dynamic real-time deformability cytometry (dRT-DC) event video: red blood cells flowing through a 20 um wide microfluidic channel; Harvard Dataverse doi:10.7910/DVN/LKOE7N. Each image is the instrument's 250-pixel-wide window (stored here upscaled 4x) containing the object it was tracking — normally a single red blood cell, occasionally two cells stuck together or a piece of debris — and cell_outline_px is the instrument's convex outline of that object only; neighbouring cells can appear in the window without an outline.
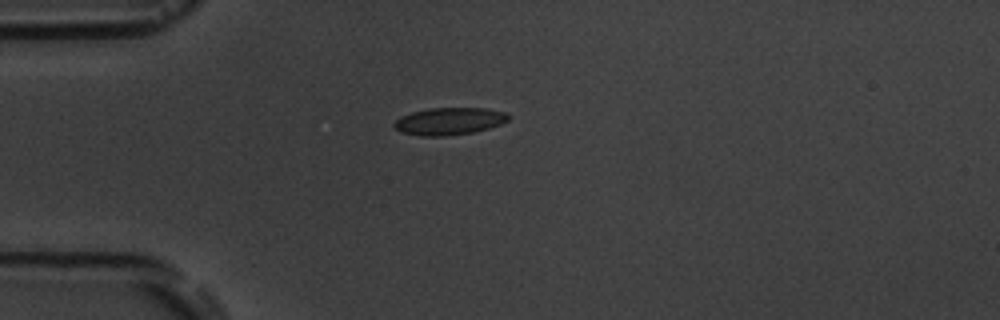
{"species": "common noctule bat (a hibernating species)", "species_latin": "Nyctalus noctula", "temperature_condition": "room temperature", "stored_images_in_passage": 7, "camera_frame_rate_fps": 3000, "um_per_image_px": 0.085, "animal": {"sex": "male", "body_mass_g": 19.5, "forearm_length_mm": 54.6}, "frame": {"image": 1, "passage_image": 1, "time_ms": 0.0, "image_size_px": [1000, 320], "cell_outline_px": [[508, 120], [500, 124], [488, 128], [472, 132], [444, 136], [420, 136], [400, 132], [392, 124], [400, 116], [412, 112], [428, 108], [484, 108], [504, 112], [508, 116]], "centroid_in_image_um": [38.13, 10.3], "position_along_channel_um": 46.9, "area_um2": 18.03}}
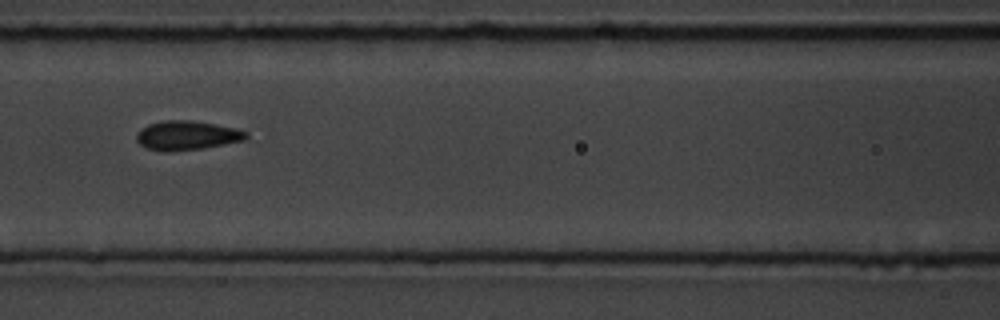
{"frame": {"image": 2, "passage_image": 4, "time_ms": 3.333, "image_size_px": [1000, 320], "cell_outline_px": [[248, 136], [244, 140], [204, 148], [168, 152], [148, 148], [140, 144], [136, 140], [136, 132], [140, 128], [148, 124], [164, 120], [192, 120], [236, 128], [248, 132]], "centroid_in_image_um": [15.87, 11.5], "position_along_channel_um": 150.7, "area_um2": 18.73}}
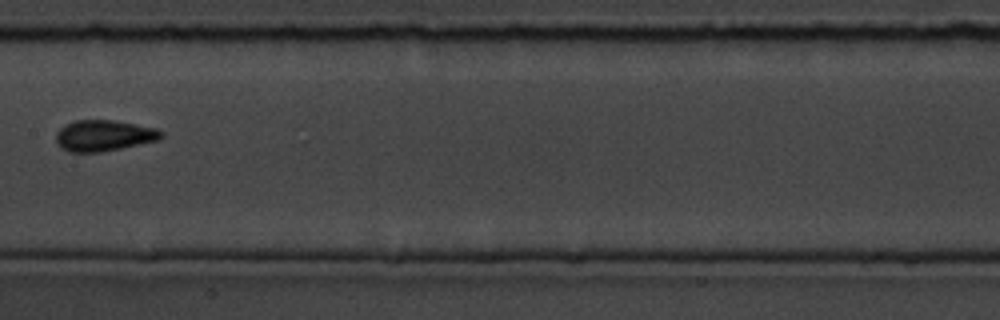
{"frame": {"image": 3, "passage_image": 5, "time_ms": 4.667, "image_size_px": [1000, 320], "cell_outline_px": [[164, 136], [160, 140], [100, 152], [68, 152], [56, 144], [56, 132], [60, 128], [76, 120], [112, 120], [136, 124], [156, 128], [164, 132]], "centroid_in_image_um": [8.84, 11.53], "position_along_channel_um": 198.6, "area_um2": 19.07}}